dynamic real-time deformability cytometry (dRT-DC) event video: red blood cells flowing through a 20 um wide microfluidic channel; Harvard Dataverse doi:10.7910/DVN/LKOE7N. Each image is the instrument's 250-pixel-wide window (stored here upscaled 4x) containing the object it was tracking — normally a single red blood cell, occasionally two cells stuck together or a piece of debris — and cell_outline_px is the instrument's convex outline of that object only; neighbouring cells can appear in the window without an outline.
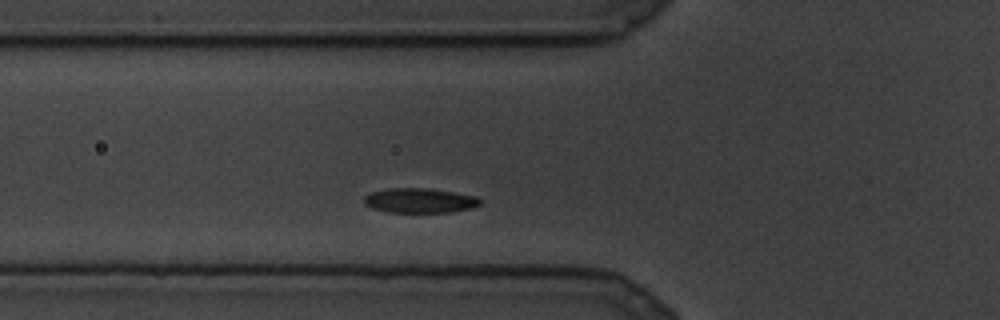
{"species": "common noctule bat (a hibernating species)", "species_latin": "Nyctalus noctula", "temperature_condition": "cold", "stored_images_in_passage": 5, "camera_frame_rate_fps": 3000, "um_per_image_px": 0.085, "animal": {"sex": "male", "body_mass_g": 19.5, "forearm_length_mm": 54.6}, "frame": {"image": 1, "passage_image": 3, "time_ms": 0.667, "image_size_px": [1000, 320], "cell_outline_px": [[480, 204], [472, 208], [452, 212], [388, 212], [372, 208], [364, 204], [364, 196], [368, 192], [388, 188], [428, 188], [476, 196], [480, 200]], "centroid_in_image_um": [35.63, 17.04], "position_along_channel_um": 90.2, "area_um2": 16.76}}
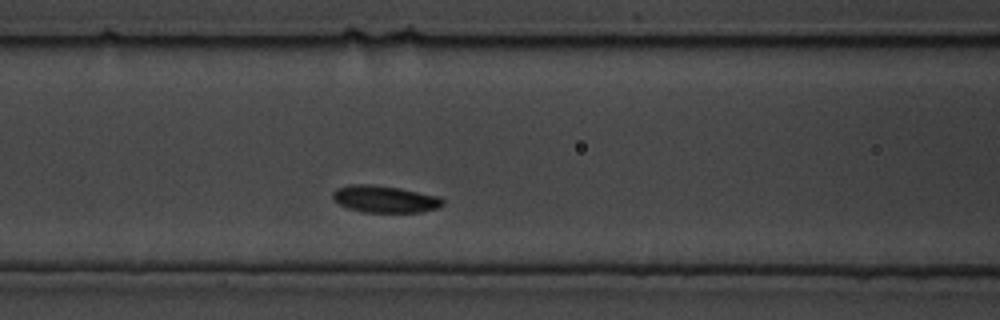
{"frame": {"image": 2, "passage_image": 5, "time_ms": 1.333, "image_size_px": [1000, 320], "cell_outline_px": [[444, 204], [440, 208], [420, 212], [364, 212], [348, 208], [340, 204], [332, 196], [332, 192], [336, 188], [352, 184], [372, 184], [400, 188], [440, 196], [444, 200]], "centroid_in_image_um": [32.75, 16.92], "position_along_channel_um": 133.9, "area_um2": 17.4}}